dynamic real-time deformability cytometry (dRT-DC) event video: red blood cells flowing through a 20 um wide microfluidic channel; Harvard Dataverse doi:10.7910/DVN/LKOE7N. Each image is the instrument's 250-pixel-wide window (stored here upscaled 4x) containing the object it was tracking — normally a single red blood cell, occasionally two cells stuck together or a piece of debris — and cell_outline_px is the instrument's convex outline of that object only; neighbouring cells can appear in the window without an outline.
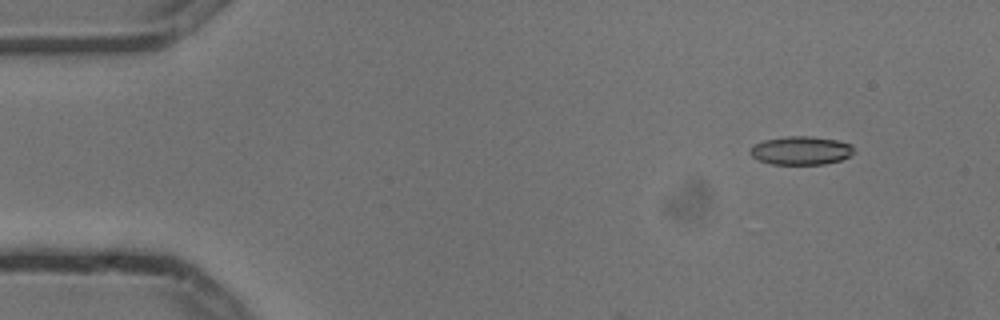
{"species": "common noctule bat (a hibernating species)", "species_latin": "Nyctalus noctula", "temperature_condition": "cold", "stored_images_in_passage": 6, "camera_frame_rate_fps": 3000, "um_per_image_px": 0.085, "animal": {"sex": "male", "body_mass_g": 13.3}, "frame": {"image": 1, "passage_image": 2, "time_ms": 0.333, "image_size_px": [1000, 320], "cell_outline_px": [[852, 152], [848, 156], [840, 160], [824, 164], [772, 164], [760, 160], [752, 156], [748, 152], [752, 144], [764, 140], [788, 136], [812, 136], [836, 140], [852, 144]], "centroid_in_image_um": [68.03, 12.78], "position_along_channel_um": 17.0, "area_um2": 17.11}}
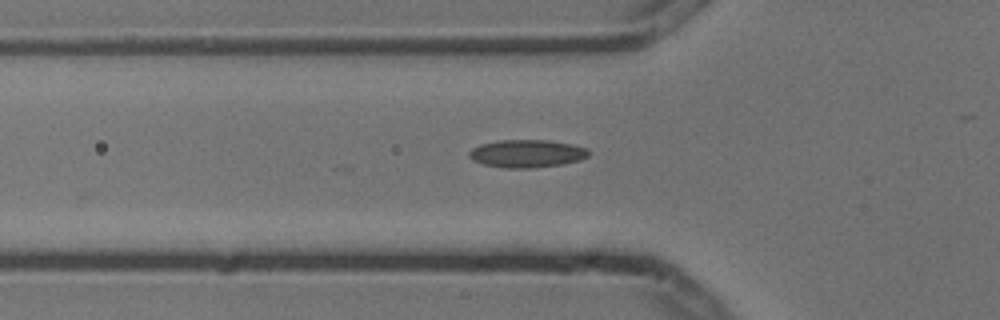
{"frame": {"image": 2, "passage_image": 5, "time_ms": 1.333, "image_size_px": [1000, 320], "cell_outline_px": [[588, 156], [580, 160], [564, 164], [532, 168], [504, 168], [484, 164], [472, 160], [468, 156], [468, 152], [472, 148], [480, 144], [500, 140], [548, 140], [572, 144], [588, 148]], "centroid_in_image_um": [44.78, 13.05], "position_along_channel_um": 81.0, "area_um2": 19.48}}
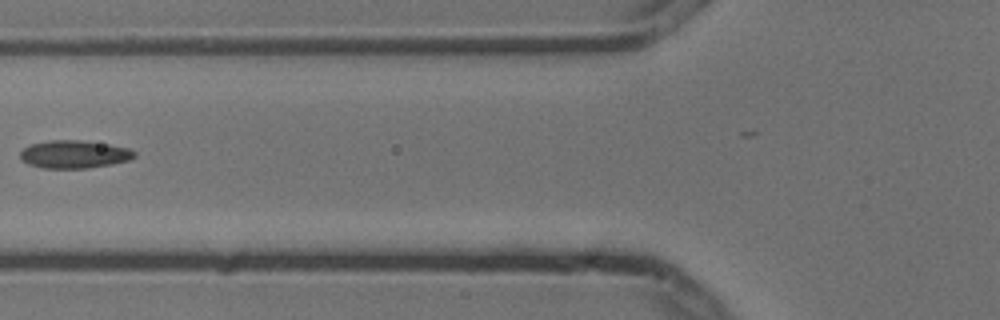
{"frame": {"image": 3, "passage_image": 6, "time_ms": 1.667, "image_size_px": [1000, 320], "cell_outline_px": [[136, 156], [128, 160], [112, 164], [88, 168], [44, 168], [28, 164], [20, 160], [20, 152], [24, 148], [32, 144], [48, 140], [80, 140], [108, 144], [128, 148], [136, 152]], "centroid_in_image_um": [6.29, 13.11], "position_along_channel_um": 119.5, "area_um2": 18.55}}